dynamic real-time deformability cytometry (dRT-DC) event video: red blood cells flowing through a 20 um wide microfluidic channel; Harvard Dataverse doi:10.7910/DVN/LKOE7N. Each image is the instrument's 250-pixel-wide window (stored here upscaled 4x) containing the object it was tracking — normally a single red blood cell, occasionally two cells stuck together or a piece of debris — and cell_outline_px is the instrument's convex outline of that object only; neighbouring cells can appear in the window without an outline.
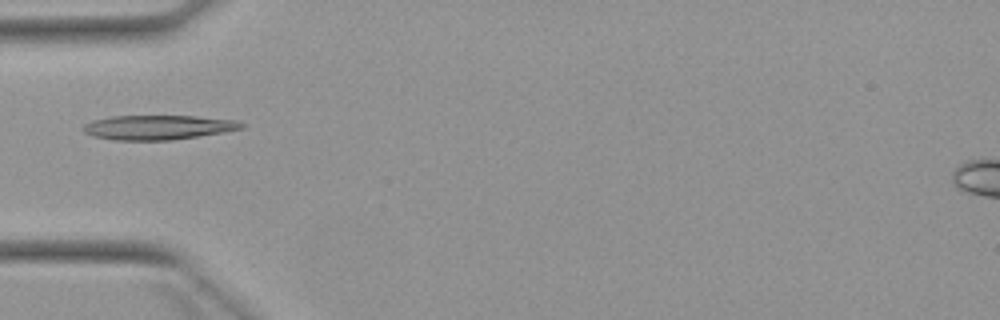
{"species": "Egyptian fruit bat (a non-hibernating species)", "species_latin": "Rousettus aegyptiacus", "temperature_condition": "warm", "stored_images_in_passage": 5, "camera_frame_rate_fps": 3000, "um_per_image_px": 0.085, "animal": {"sex": "female"}, "frame": {"image": 1, "passage_image": 5, "time_ms": 4.667, "image_size_px": [1000, 320], "cell_outline_px": [[244, 128], [172, 140], [116, 140], [92, 136], [84, 132], [80, 128], [84, 124], [92, 120], [108, 116], [196, 116], [240, 120], [244, 124]], "centroid_in_image_um": [13.39, 10.81], "position_along_channel_um": 71.6, "area_um2": 22.66}}